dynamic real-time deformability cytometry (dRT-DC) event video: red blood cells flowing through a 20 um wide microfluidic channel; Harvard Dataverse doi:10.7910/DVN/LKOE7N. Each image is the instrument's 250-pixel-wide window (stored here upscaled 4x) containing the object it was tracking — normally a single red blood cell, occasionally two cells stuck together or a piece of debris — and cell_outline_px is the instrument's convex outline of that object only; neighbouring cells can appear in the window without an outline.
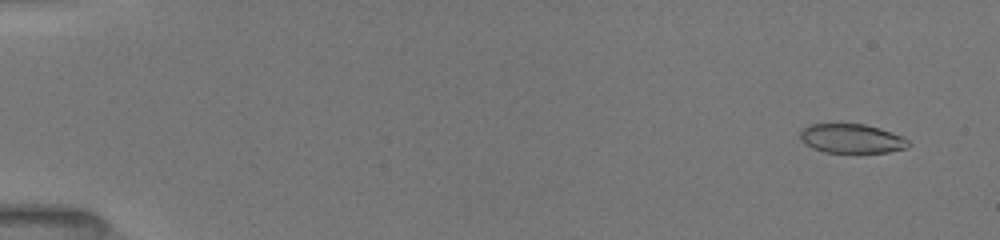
{"species": "common noctule bat (a hibernating species)", "species_latin": "Nyctalus noctula", "temperature_condition": "room temperature", "stored_images_in_passage": 53, "camera_frame_rate_fps": 3000, "um_per_image_px": 0.085, "animal": {"sex": "female", "body_mass_g": 19.5, "forearm_length_mm": 54.1}, "frame": {"image": 1, "passage_image": 4, "time_ms": 1.0, "image_size_px": [1000, 240], "cell_outline_px": [[912, 144], [908, 148], [888, 152], [856, 156], [824, 152], [812, 148], [804, 144], [800, 140], [800, 128], [808, 124], [836, 120], [864, 124], [880, 128], [900, 136], [908, 140]], "centroid_in_image_um": [72.32, 11.78], "position_along_channel_um": 12.7, "area_um2": 20.29}}
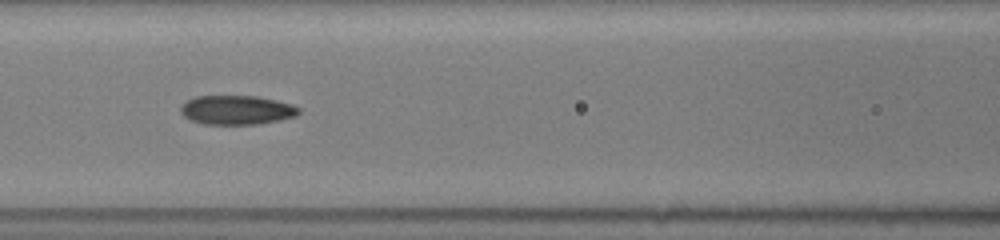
{"frame": {"image": 2, "passage_image": 25, "time_ms": 8.0, "image_size_px": [1000, 240], "cell_outline_px": [[300, 112], [296, 116], [280, 120], [260, 124], [204, 124], [192, 120], [184, 116], [180, 112], [180, 104], [196, 96], [256, 96], [276, 100], [292, 104], [300, 108]], "centroid_in_image_um": [20.13, 9.35], "position_along_channel_um": 146.5, "area_um2": 20.17}}
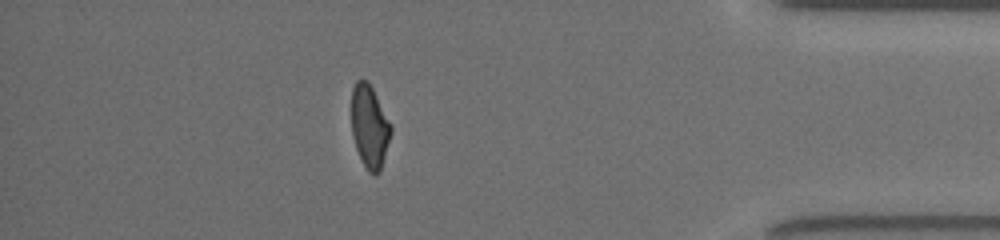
{"frame": {"image": 3, "passage_image": 47, "time_ms": 15.333, "image_size_px": [1000, 240], "cell_outline_px": [[392, 132], [380, 172], [376, 176], [368, 172], [356, 148], [352, 136], [352, 88], [356, 80], [368, 80], [392, 124]], "centroid_in_image_um": [31.43, 10.75], "position_along_channel_um": 403.8, "area_um2": 19.19}, "authors_computed_cell_mechanics": {"area_um2": 19.8832, "velocity_mm_per_s": 3.9897, "shape_relaxation_time_tau1_ms": 11.3521, "shape_relaxation_time_tau2_ms": 1.6862, "deformation_change_tau1": 0.3009, "deformation_change_tau2": 0.072}}